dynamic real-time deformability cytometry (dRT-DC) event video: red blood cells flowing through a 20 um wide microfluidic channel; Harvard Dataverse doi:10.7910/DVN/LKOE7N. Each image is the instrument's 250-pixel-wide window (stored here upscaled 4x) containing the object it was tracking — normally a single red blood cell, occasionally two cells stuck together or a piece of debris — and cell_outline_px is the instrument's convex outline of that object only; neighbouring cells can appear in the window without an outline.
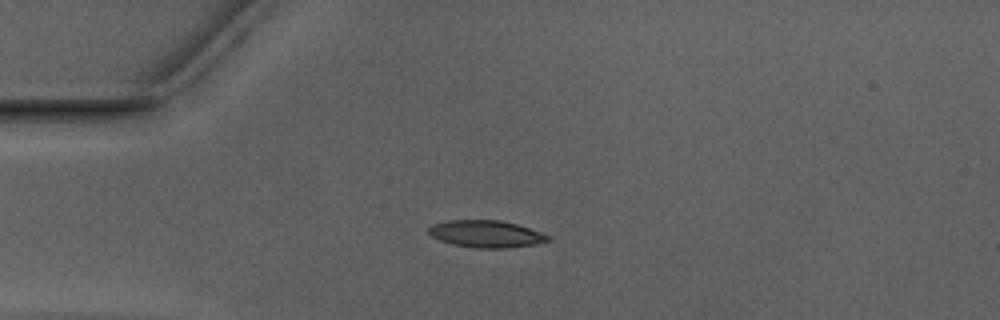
{"species": "Egyptian fruit bat (a non-hibernating species)", "species_latin": "Rousettus aegyptiacus", "temperature_condition": "warm", "stored_images_in_passage": 52, "camera_frame_rate_fps": 3000, "um_per_image_px": 0.085, "animal": {"sex": "male"}, "frame": {"image": 1, "passage_image": 13, "time_ms": 4.0, "image_size_px": [1000, 320], "cell_outline_px": [[552, 240], [536, 244], [508, 248], [476, 248], [452, 244], [440, 240], [432, 236], [428, 232], [428, 228], [432, 224], [444, 220], [500, 220], [516, 224], [552, 236]], "centroid_in_image_um": [41.33, 19.88], "position_along_channel_um": 43.7, "area_um2": 18.96}}
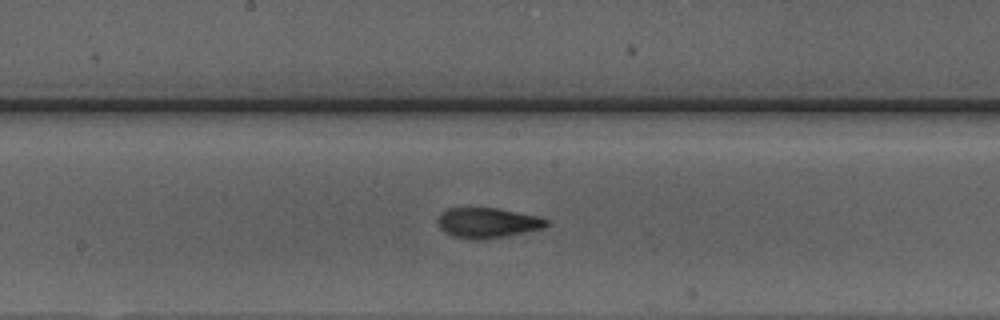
{"frame": {"image": 2, "passage_image": 27, "time_ms": 8.667, "image_size_px": [1000, 320], "cell_outline_px": [[548, 224], [544, 228], [484, 240], [476, 240], [452, 236], [444, 232], [440, 228], [440, 212], [448, 208], [496, 208], [540, 216], [548, 220]], "centroid_in_image_um": [41.46, 18.94], "position_along_channel_um": 206.7, "area_um2": 19.02}}
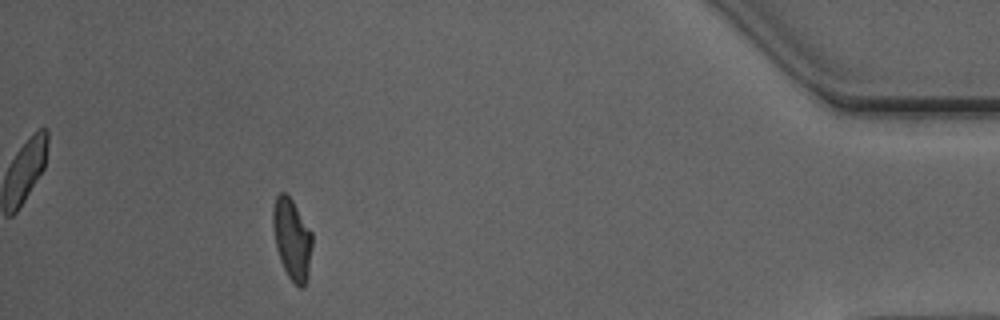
{"frame": {"image": 3, "passage_image": 47, "time_ms": 15.333, "image_size_px": [1000, 320], "cell_outline_px": [[312, 244], [308, 276], [304, 288], [300, 288], [288, 276], [280, 260], [276, 248], [272, 224], [272, 208], [276, 196], [280, 192], [284, 192], [292, 200], [312, 232]], "centroid_in_image_um": [24.81, 20.31], "position_along_channel_um": 410.4, "area_um2": 18.55}, "authors_computed_cell_mechanics": {"area_um2": 18.5538, "velocity_mm_per_s": 3.9593, "shape_relaxation_time_tau1_ms": null, "shape_relaxation_time_tau2_ms": 1.6474, "deformation_change_tau1": null, "deformation_change_tau2": 0.0946}}